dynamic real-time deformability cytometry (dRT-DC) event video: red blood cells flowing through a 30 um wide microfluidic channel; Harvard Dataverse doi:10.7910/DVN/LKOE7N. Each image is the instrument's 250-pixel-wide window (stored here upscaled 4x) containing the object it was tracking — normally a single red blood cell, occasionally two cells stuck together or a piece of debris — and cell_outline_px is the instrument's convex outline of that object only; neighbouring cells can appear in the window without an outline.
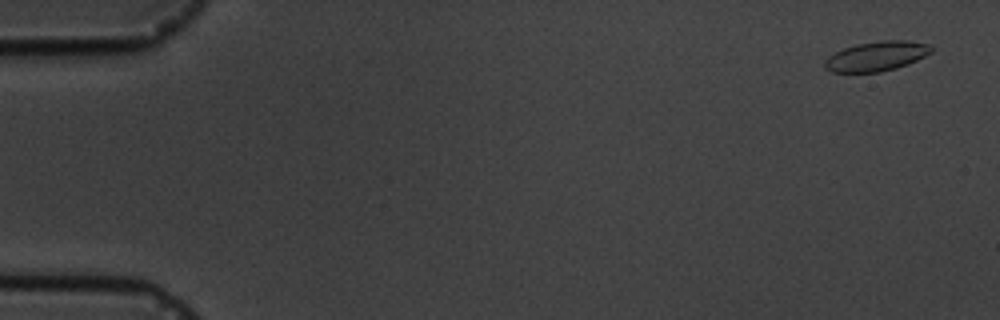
{"species": "common noctule bat (a hibernating species)", "species_latin": "Nyctalus noctula", "temperature_condition": "cold", "stored_images_in_passage": 5, "camera_frame_rate_fps": 3000, "um_per_image_px": 0.085, "animal": {"sex": "male", "body_mass_g": 19.5, "forearm_length_mm": 54.6}, "frame": {"image": 1, "passage_image": 1, "time_ms": 0.0, "image_size_px": [1000, 320], "cell_outline_px": [[932, 52], [908, 64], [896, 68], [880, 72], [832, 72], [824, 68], [824, 60], [828, 56], [844, 48], [856, 44], [884, 40], [908, 40], [928, 44], [932, 48]], "centroid_in_image_um": [74.49, 4.78], "position_along_channel_um": 10.5, "area_um2": 18.38}}
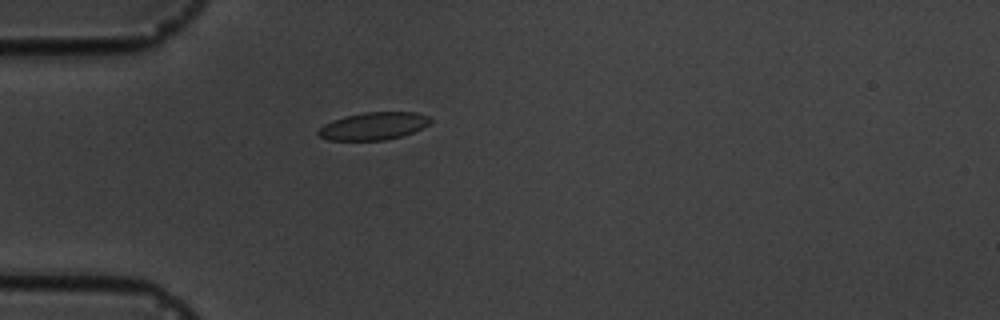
{"frame": {"image": 2, "passage_image": 4, "time_ms": 4.667, "image_size_px": [1000, 320], "cell_outline_px": [[432, 120], [428, 124], [412, 132], [400, 136], [384, 140], [328, 140], [320, 136], [316, 132], [324, 124], [332, 120], [344, 116], [364, 112], [416, 112], [432, 116]], "centroid_in_image_um": [31.74, 10.7], "position_along_channel_um": 53.3, "area_um2": 17.98}}